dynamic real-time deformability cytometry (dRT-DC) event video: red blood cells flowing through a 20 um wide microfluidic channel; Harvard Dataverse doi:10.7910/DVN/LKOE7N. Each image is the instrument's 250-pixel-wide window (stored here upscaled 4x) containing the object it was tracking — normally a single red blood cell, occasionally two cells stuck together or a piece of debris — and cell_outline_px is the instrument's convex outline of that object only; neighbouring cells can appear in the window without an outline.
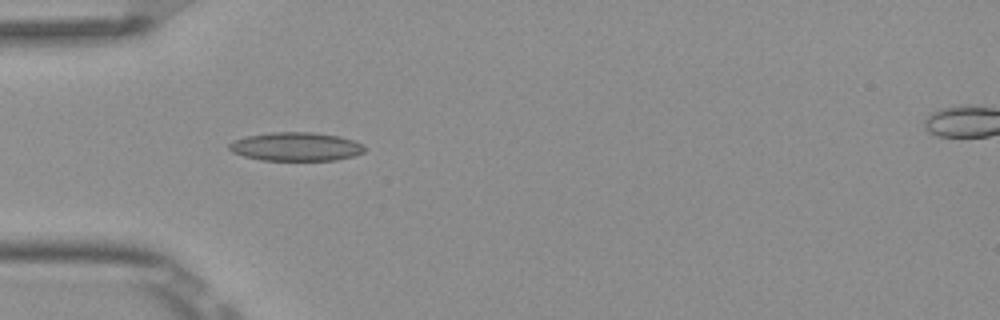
{"species": "Egyptian fruit bat (a non-hibernating species)", "species_latin": "Rousettus aegyptiacus", "temperature_condition": "room temperature", "stored_images_in_passage": 5, "camera_frame_rate_fps": 3000, "um_per_image_px": 0.085, "frame": {"image": 1, "passage_image": 4, "time_ms": 1.0, "image_size_px": [1000, 320], "cell_outline_px": [[364, 152], [352, 156], [336, 160], [260, 160], [244, 156], [232, 152], [228, 148], [228, 144], [232, 140], [248, 136], [272, 132], [312, 132], [340, 136], [364, 144]], "centroid_in_image_um": [25.14, 12.46], "position_along_channel_um": 59.9, "area_um2": 22.6}}
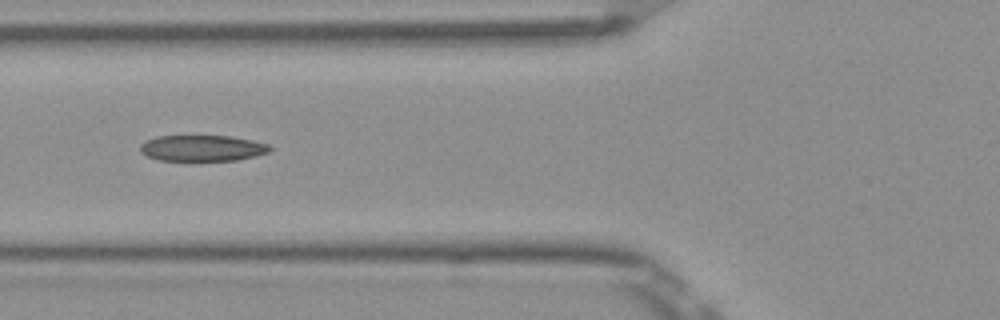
{"frame": {"image": 2, "passage_image": 5, "time_ms": 1.333, "image_size_px": [1000, 320], "cell_outline_px": [[272, 148], [268, 152], [256, 156], [236, 160], [160, 160], [148, 156], [140, 152], [140, 144], [144, 140], [156, 136], [232, 136], [252, 140], [268, 144]], "centroid_in_image_um": [17.18, 12.58], "position_along_channel_um": 108.6, "area_um2": 19.65}}